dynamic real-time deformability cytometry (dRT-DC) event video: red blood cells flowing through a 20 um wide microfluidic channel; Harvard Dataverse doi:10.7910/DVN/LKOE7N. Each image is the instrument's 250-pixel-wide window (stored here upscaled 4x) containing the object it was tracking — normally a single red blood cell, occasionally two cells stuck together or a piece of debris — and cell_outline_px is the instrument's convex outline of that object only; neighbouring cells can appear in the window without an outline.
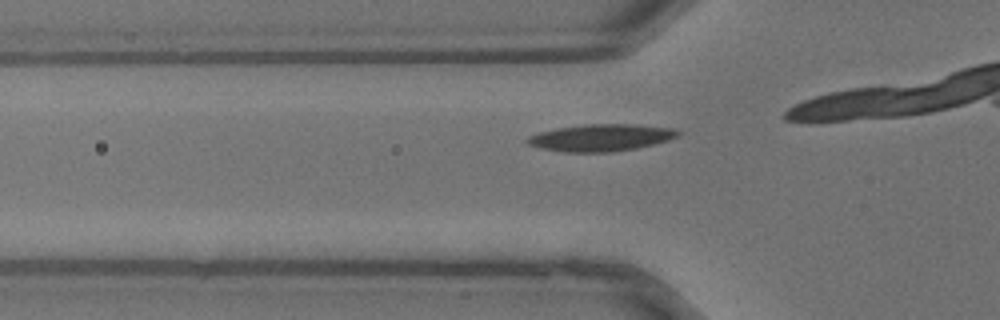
{"species": "common noctule bat (a hibernating species)", "species_latin": "Nyctalus noctula", "temperature_condition": "warm", "stored_images_in_passage": 6, "camera_frame_rate_fps": 3000, "um_per_image_px": 0.085, "animal": {"sex": "male", "body_mass_g": 13.3}, "frame": {"image": 1, "passage_image": 2, "time_ms": 0.333, "image_size_px": [1000, 320], "cell_outline_px": [[680, 136], [668, 140], [636, 148], [612, 152], [564, 152], [540, 148], [528, 144], [524, 140], [528, 136], [540, 132], [556, 128], [584, 124], [632, 124], [672, 128], [680, 132]], "centroid_in_image_um": [51.05, 11.7], "position_along_channel_um": 74.7, "area_um2": 23.7}}